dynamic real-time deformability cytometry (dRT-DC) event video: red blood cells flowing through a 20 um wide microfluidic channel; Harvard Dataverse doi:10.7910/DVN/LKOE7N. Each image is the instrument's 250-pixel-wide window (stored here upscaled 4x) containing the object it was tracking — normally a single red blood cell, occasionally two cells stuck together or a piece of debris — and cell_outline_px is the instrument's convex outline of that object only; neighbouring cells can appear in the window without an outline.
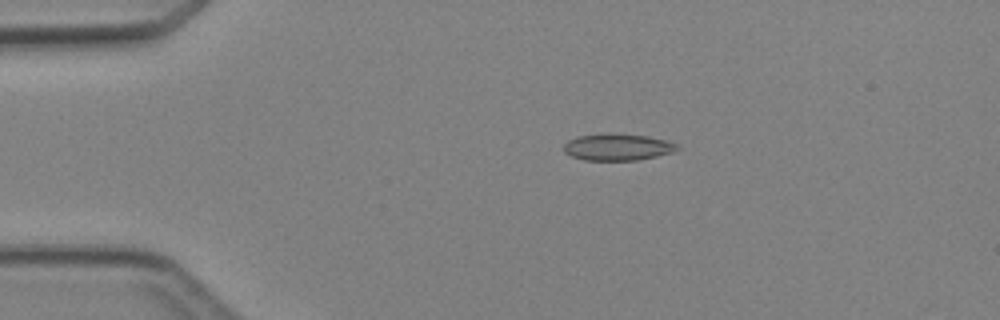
{"species": "Egyptian fruit bat (a non-hibernating species)", "species_latin": "Rousettus aegyptiacus", "temperature_condition": "cold", "stored_images_in_passage": 3, "camera_frame_rate_fps": 3000, "um_per_image_px": 0.085, "animal": {"sex": "female"}, "frame": {"image": 1, "passage_image": 2, "time_ms": 1.0, "image_size_px": [1000, 320], "cell_outline_px": [[680, 148], [672, 152], [656, 156], [636, 160], [584, 160], [572, 156], [564, 152], [564, 144], [568, 140], [580, 136], [648, 136], [664, 140], [676, 144]], "centroid_in_image_um": [52.49, 12.55], "position_along_channel_um": 32.5, "area_um2": 16.65}}